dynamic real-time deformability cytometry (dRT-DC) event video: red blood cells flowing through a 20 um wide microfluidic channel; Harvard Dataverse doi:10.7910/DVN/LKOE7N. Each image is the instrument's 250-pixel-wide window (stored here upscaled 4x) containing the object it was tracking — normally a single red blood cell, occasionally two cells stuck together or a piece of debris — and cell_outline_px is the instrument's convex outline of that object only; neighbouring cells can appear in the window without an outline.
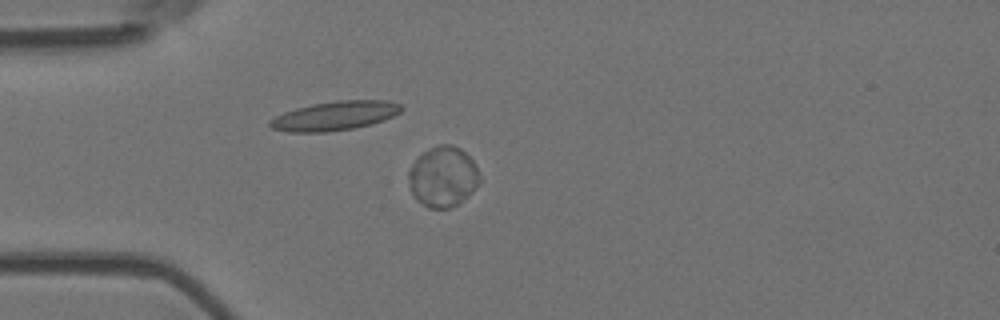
{"species": "Egyptian fruit bat (a non-hibernating species)", "species_latin": "Rousettus aegyptiacus", "temperature_condition": "room temperature", "stored_images_in_passage": 5, "camera_frame_rate_fps": 3000, "um_per_image_px": 0.085, "animal": {"sex": "female"}, "frame": {"image": 1, "passage_image": 4, "time_ms": 1.0, "image_size_px": [1000, 320], "cell_outline_px": [[480, 180], [476, 188], [468, 196], [456, 204], [448, 208], [428, 208], [416, 200], [408, 184], [408, 172], [412, 164], [420, 152], [436, 144], [452, 144], [460, 148], [472, 160], [480, 176]], "centroid_in_image_um": [37.62, 15.0], "position_along_channel_um": 47.4, "area_um2": 25.26}}